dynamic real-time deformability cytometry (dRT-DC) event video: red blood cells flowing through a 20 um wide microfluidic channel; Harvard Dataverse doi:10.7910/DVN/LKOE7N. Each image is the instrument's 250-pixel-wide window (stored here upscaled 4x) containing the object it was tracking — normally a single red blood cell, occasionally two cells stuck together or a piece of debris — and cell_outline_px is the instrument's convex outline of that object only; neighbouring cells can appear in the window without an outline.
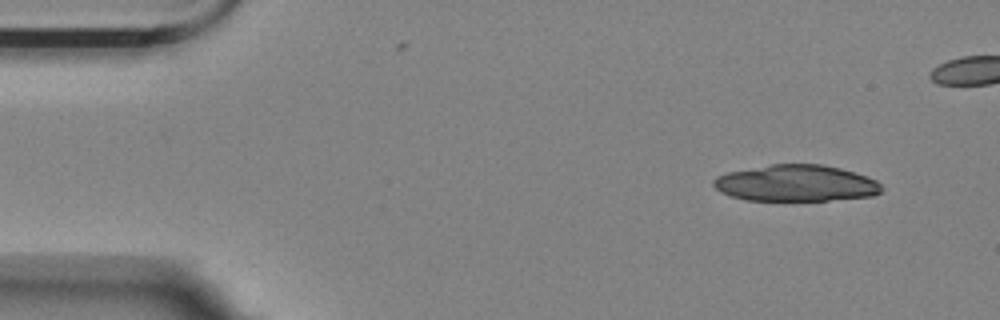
{"species": "Egyptian fruit bat (a non-hibernating species)", "species_latin": "Rousettus aegyptiacus", "temperature_condition": "room temperature", "stored_images_in_passage": 5, "camera_frame_rate_fps": 3000, "um_per_image_px": 0.085, "animal": {"sex": "female"}, "frame": {"image": 1, "passage_image": 1, "time_ms": 0.0, "image_size_px": [1000, 320], "cell_outline_px": [[884, 188], [880, 192], [872, 196], [828, 200], [748, 200], [732, 196], [720, 192], [712, 184], [712, 180], [716, 176], [728, 172], [772, 164], [824, 164], [840, 168], [876, 180]], "centroid_in_image_um": [67.64, 15.57], "position_along_channel_um": 17.4, "area_um2": 35.49}}